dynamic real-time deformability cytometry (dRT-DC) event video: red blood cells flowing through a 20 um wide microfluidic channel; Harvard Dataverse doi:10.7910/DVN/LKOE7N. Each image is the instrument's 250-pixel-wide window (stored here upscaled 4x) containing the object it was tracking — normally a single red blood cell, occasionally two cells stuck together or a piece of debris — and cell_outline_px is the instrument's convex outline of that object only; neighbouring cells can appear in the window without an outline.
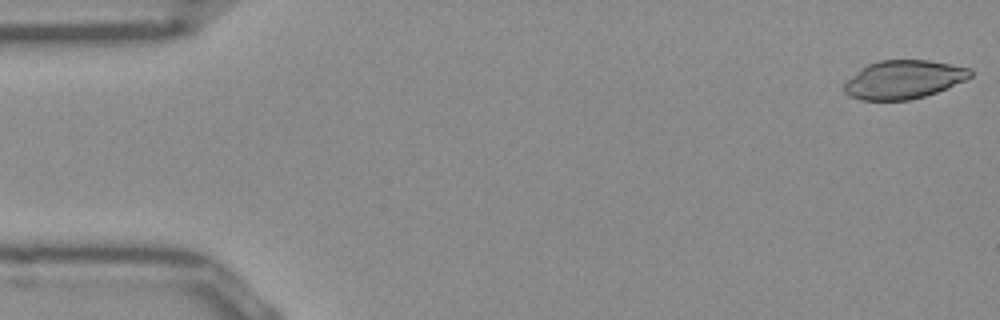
{"species": "Egyptian fruit bat (a non-hibernating species)", "species_latin": "Rousettus aegyptiacus", "temperature_condition": "room temperature", "stored_images_in_passage": 51, "camera_frame_rate_fps": 3000, "um_per_image_px": 0.085, "frame": {"image": 1, "passage_image": 1, "time_ms": 0.0, "image_size_px": [1000, 320], "cell_outline_px": [[972, 76], [964, 80], [936, 92], [924, 96], [908, 100], [860, 100], [848, 96], [844, 92], [844, 84], [860, 68], [868, 64], [880, 60], [928, 60], [952, 64], [972, 68]], "centroid_in_image_um": [76.8, 6.75], "position_along_channel_um": 8.2, "area_um2": 28.21}}
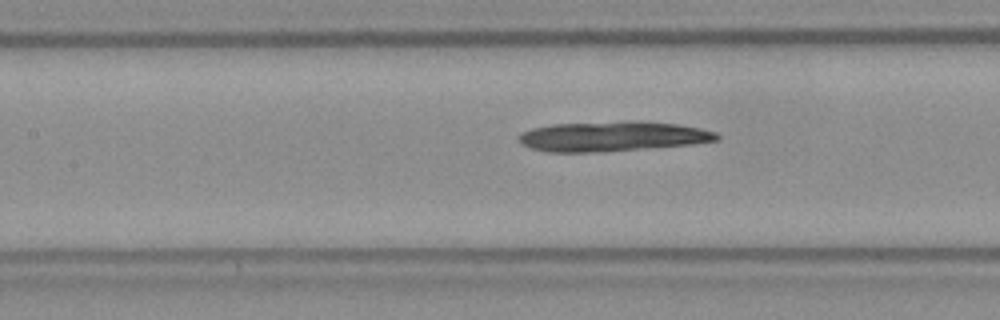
{"frame": {"image": 2, "passage_image": 22, "time_ms": 7.0, "image_size_px": [1000, 320], "cell_outline_px": [[720, 140], [692, 144], [588, 152], [548, 152], [532, 148], [516, 140], [516, 136], [520, 132], [532, 128], [552, 124], [624, 120], [640, 120], [680, 124], [700, 128], [716, 132], [720, 136]], "centroid_in_image_um": [52.05, 11.56], "position_along_channel_um": 155.4, "area_um2": 34.8}}
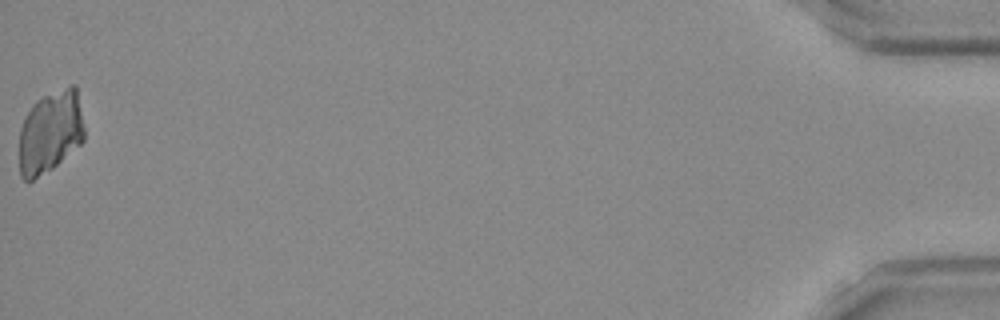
{"frame": {"image": 3, "passage_image": 51, "time_ms": 16.667, "image_size_px": [1000, 320], "cell_outline_px": [[84, 140], [80, 144], [52, 168], [32, 180], [24, 180], [20, 176], [20, 128], [32, 104], [36, 100], [44, 96], [72, 84], [76, 84], [84, 128]], "centroid_in_image_um": [4.28, 11.2], "position_along_channel_um": 430.9, "area_um2": 30.92}}